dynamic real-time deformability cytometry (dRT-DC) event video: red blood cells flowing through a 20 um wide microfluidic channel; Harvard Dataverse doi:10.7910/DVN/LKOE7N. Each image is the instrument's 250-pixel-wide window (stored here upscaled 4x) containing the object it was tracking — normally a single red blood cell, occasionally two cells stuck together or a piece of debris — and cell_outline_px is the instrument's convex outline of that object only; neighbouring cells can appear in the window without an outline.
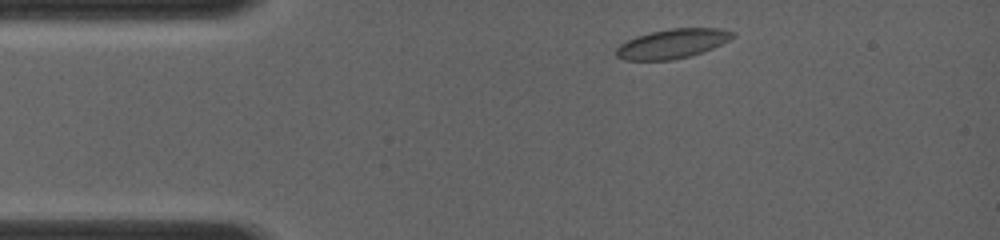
{"species": "common noctule bat (a hibernating species)", "species_latin": "Nyctalus noctula", "temperature_condition": "room temperature", "stored_images_in_passage": 2, "camera_frame_rate_fps": 4000, "um_per_image_px": 0.085, "animal": {"sex": "female", "body_mass_g": 19.0, "forearm_length_mm": 56.7}, "frame": {"image": 1, "passage_image": 1, "time_ms": 0.0, "image_size_px": [1000, 240], "cell_outline_px": [[736, 36], [712, 48], [688, 56], [672, 60], [624, 60], [616, 56], [616, 48], [620, 44], [636, 36], [652, 32], [672, 28], [720, 28], [732, 32]], "centroid_in_image_um": [57.12, 3.71], "position_along_channel_um": 27.9, "area_um2": 19.65}}